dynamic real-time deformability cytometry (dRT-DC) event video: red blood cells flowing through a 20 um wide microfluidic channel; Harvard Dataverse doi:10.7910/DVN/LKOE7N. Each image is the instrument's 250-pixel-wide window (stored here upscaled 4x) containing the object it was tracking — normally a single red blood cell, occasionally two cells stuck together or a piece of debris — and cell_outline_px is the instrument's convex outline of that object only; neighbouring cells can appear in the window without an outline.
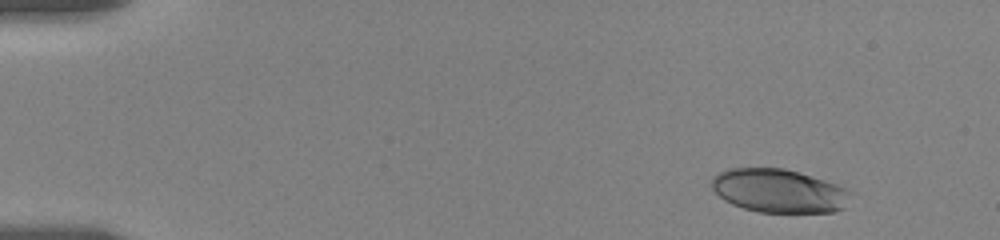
{"species": "human", "species_latin": "Homo sapiens", "temperature_condition": "room temperature", "stored_images_in_passage": 7, "camera_frame_rate_fps": 3000, "um_per_image_px": 0.085, "donor": {"sex": "female"}, "frame": {"image": 1, "passage_image": 2, "time_ms": 1.333, "image_size_px": [1000, 240], "cell_outline_px": [[852, 192], [844, 208], [836, 212], [756, 212], [732, 204], [724, 200], [712, 188], [712, 176], [728, 168], [784, 168], [824, 180], [836, 184]], "centroid_in_image_um": [66.19, 16.22], "position_along_channel_um": 18.8, "area_um2": 35.14}}
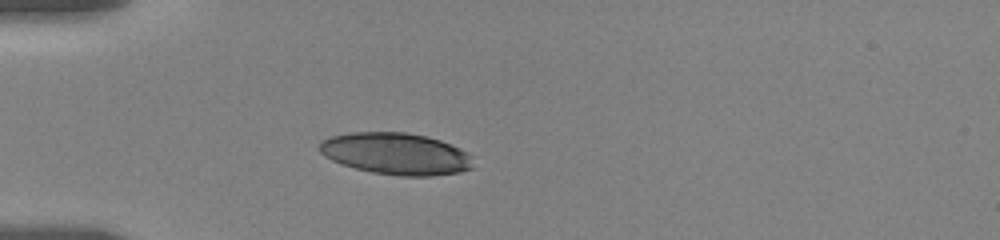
{"frame": {"image": 2, "passage_image": 5, "time_ms": 5.0, "image_size_px": [1000, 240], "cell_outline_px": [[476, 156], [472, 168], [460, 172], [432, 176], [400, 176], [372, 172], [356, 168], [332, 160], [324, 156], [320, 152], [320, 140], [332, 136], [348, 132], [404, 132], [428, 136], [440, 140], [460, 148]], "centroid_in_image_um": [33.72, 13.06], "position_along_channel_um": 51.3, "area_um2": 37.74}}
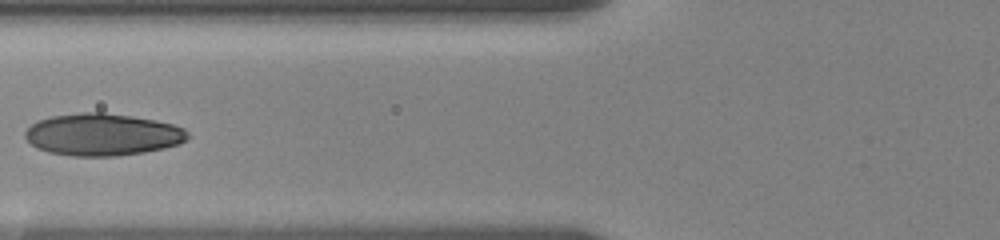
{"frame": {"image": 3, "passage_image": 7, "time_ms": 7.333, "image_size_px": [1000, 240], "cell_outline_px": [[188, 136], [184, 140], [176, 144], [164, 148], [144, 152], [116, 156], [72, 156], [48, 152], [36, 148], [24, 136], [24, 132], [36, 120], [52, 116], [80, 112], [104, 112], [132, 116], [156, 120], [172, 124], [184, 128], [188, 132]], "centroid_in_image_um": [8.68, 11.43], "position_along_channel_um": 117.1, "area_um2": 39.94}}